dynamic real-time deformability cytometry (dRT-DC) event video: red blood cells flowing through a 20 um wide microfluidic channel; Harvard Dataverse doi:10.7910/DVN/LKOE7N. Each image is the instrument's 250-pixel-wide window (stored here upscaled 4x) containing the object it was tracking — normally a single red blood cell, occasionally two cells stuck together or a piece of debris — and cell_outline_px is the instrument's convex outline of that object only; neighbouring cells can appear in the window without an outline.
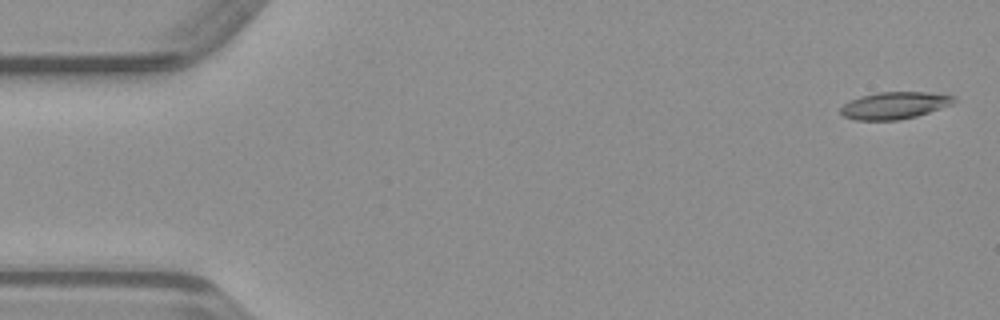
{"species": "common noctule bat (a hibernating species)", "species_latin": "Nyctalus noctula", "temperature_condition": "warm", "stored_images_in_passage": 49, "camera_frame_rate_fps": 3000, "um_per_image_px": 0.085, "animal": {"sex": "male", "body_mass_g": 23.1, "forearm_length_mm": 52.7}, "frame": {"image": 1, "passage_image": 2, "time_ms": 0.333, "image_size_px": [1000, 320], "cell_outline_px": [[956, 100], [952, 104], [916, 116], [900, 120], [856, 120], [844, 116], [840, 112], [840, 108], [848, 100], [860, 96], [876, 92], [924, 92], [956, 96]], "centroid_in_image_um": [76.0, 8.95], "position_along_channel_um": 9.0, "area_um2": 17.86}}
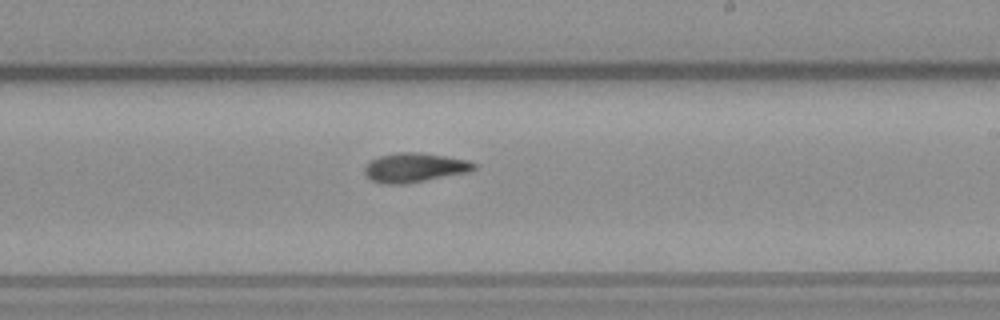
{"frame": {"image": 2, "passage_image": 29, "time_ms": 9.333, "image_size_px": [1000, 320], "cell_outline_px": [[476, 168], [468, 172], [404, 184], [384, 184], [372, 180], [364, 176], [364, 168], [368, 160], [380, 156], [396, 152], [420, 152], [468, 160], [476, 164]], "centroid_in_image_um": [35.18, 14.24], "position_along_channel_um": 253.8, "area_um2": 18.73}}
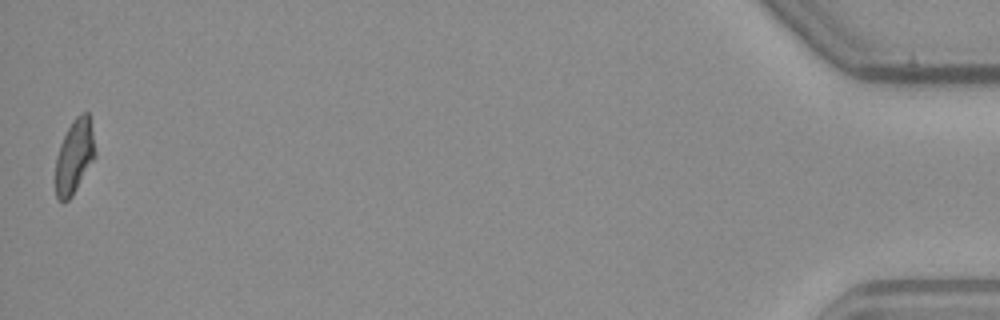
{"frame": {"image": 3, "passage_image": 49, "time_ms": 16.0, "image_size_px": [1000, 320], "cell_outline_px": [[96, 156], [72, 196], [68, 200], [60, 200], [56, 196], [56, 156], [60, 144], [72, 120], [80, 112], [88, 112], [96, 152]], "centroid_in_image_um": [6.33, 13.27], "position_along_channel_um": 428.9, "area_um2": 16.94}}